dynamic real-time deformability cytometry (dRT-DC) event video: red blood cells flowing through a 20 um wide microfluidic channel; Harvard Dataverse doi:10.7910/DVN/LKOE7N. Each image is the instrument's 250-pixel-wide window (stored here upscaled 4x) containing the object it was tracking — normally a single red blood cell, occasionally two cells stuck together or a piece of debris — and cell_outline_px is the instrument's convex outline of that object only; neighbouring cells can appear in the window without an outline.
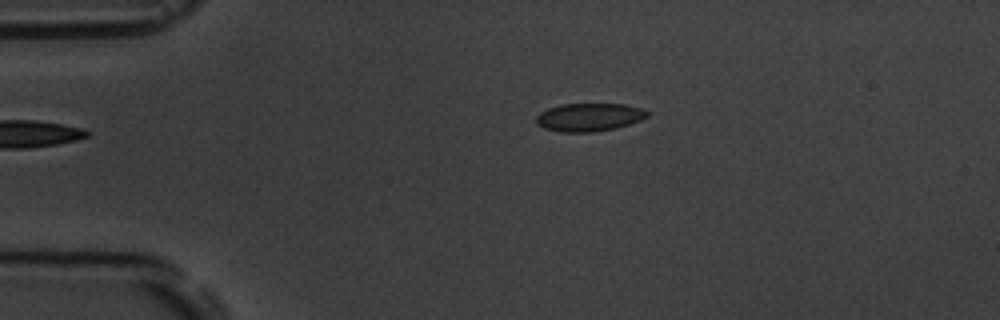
{"species": "common noctule bat (a hibernating species)", "species_latin": "Nyctalus noctula", "temperature_condition": "room temperature", "stored_images_in_passage": 3, "camera_frame_rate_fps": 3000, "um_per_image_px": 0.085, "animal": {"sex": "male", "body_mass_g": 19.5, "forearm_length_mm": 54.6}, "frame": {"image": 1, "passage_image": 3, "time_ms": 2.333, "image_size_px": [1000, 320], "cell_outline_px": [[648, 116], [640, 120], [616, 128], [592, 132], [560, 132], [544, 128], [536, 124], [536, 116], [540, 112], [548, 108], [560, 104], [624, 104], [644, 108], [648, 112]], "centroid_in_image_um": [50.06, 9.96], "position_along_channel_um": 34.9, "area_um2": 18.26}}